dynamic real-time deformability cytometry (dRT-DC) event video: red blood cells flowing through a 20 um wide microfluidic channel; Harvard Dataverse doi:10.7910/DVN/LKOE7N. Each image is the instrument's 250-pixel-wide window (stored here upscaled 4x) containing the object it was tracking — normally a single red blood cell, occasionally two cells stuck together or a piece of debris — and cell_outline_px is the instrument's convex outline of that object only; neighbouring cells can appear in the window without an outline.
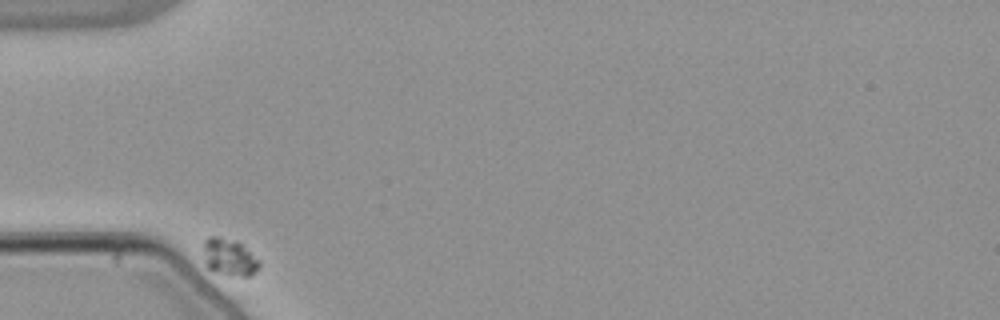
{"species": "common noctule bat (a hibernating species)", "species_latin": "Nyctalus noctula", "temperature_condition": "warm", "stored_images_in_passage": 39, "camera_frame_rate_fps": 3000, "um_per_image_px": 0.085, "animal": {"sex": "male", "body_mass_g": 21.5, "forearm_length_mm": 52.0}, "frame": {"image": 1, "passage_image": 1, "time_ms": 0.0, "image_size_px": [1000, 320], "cell_outline_px": [[260, 268], [252, 276], [228, 276], [208, 268], [204, 264], [204, 240], [208, 236], [220, 236], [236, 240], [260, 260]], "centroid_in_image_um": [19.5, 21.87], "position_along_channel_um": 65.5, "area_um2": 12.37}}
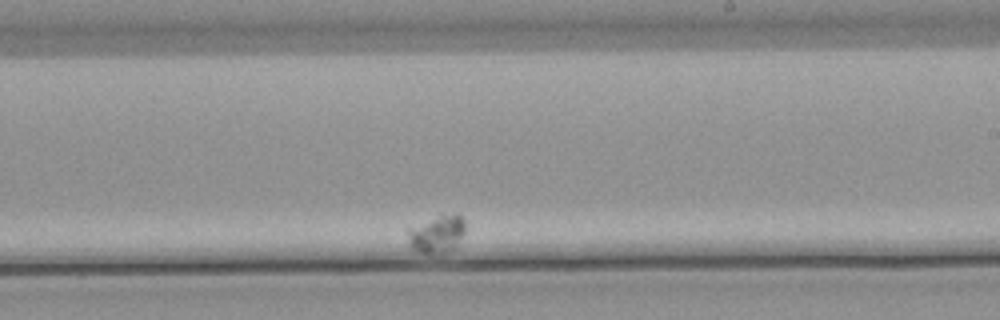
{"frame": {"image": 2, "passage_image": 26, "time_ms": 8.333, "image_size_px": [1000, 320], "cell_outline_px": [[464, 232], [452, 248], [444, 252], [428, 256], [412, 248], [408, 244], [408, 228], [440, 212], [456, 212], [464, 220]], "centroid_in_image_um": [37.1, 19.84], "position_along_channel_um": 251.9, "area_um2": 13.01}}
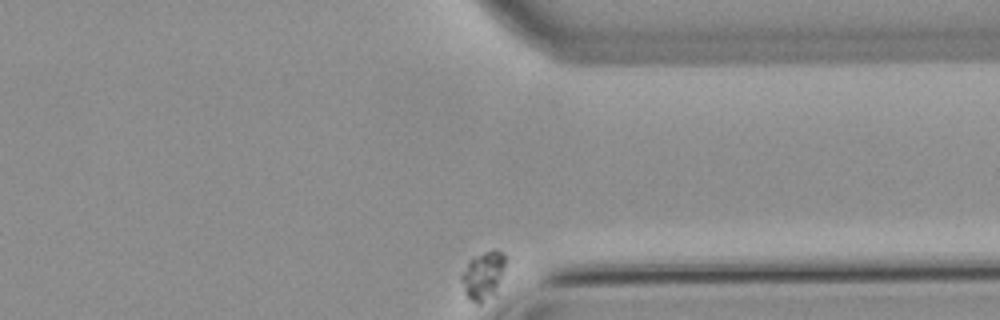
{"frame": {"image": 3, "passage_image": 39, "time_ms": 12.667, "image_size_px": [1000, 320], "cell_outline_px": [[508, 260], [504, 272], [492, 292], [480, 304], [476, 304], [464, 292], [460, 280], [460, 276], [468, 260], [484, 252], [496, 248], [504, 252], [508, 256]], "centroid_in_image_um": [41.08, 23.31], "position_along_channel_um": 370.3, "area_um2": 12.31}}